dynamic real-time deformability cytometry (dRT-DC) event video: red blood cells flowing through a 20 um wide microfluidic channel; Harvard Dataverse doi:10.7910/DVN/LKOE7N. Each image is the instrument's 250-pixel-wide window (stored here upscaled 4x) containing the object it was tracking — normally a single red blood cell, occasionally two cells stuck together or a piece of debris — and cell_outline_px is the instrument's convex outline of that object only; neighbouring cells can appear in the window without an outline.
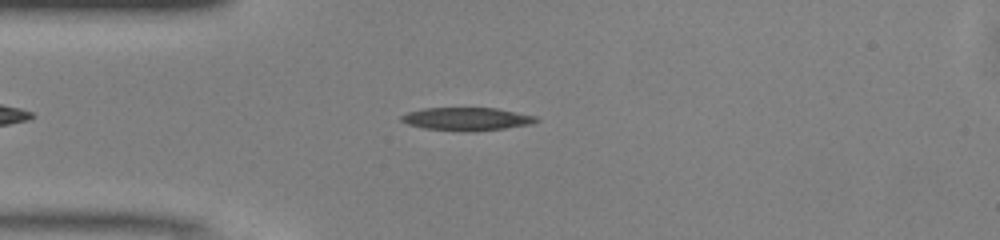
{"species": "common noctule bat (a hibernating species)", "species_latin": "Nyctalus noctula", "temperature_condition": "warm", "stored_images_in_passage": 39, "camera_frame_rate_fps": 3000, "um_per_image_px": 0.085, "animal": {"sex": "male", "body_mass_g": 13.0, "forearm_length_mm": 53.1}, "frame": {"image": 1, "passage_image": 2, "time_ms": 0.333, "image_size_px": [1000, 240], "cell_outline_px": [[540, 120], [532, 124], [504, 128], [424, 128], [408, 124], [400, 120], [400, 116], [408, 112], [424, 108], [496, 108], [536, 116]], "centroid_in_image_um": [39.68, 10.05], "position_along_channel_um": 45.3, "area_um2": 16.88}}
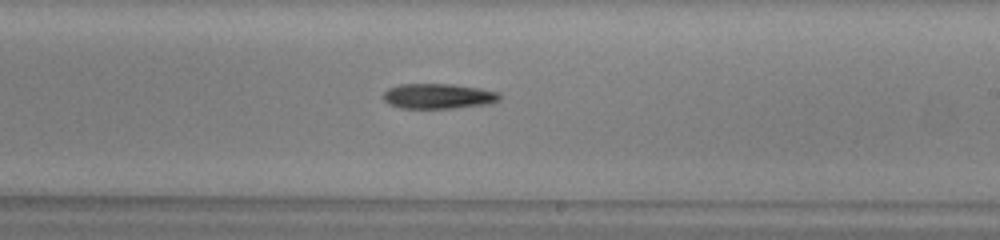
{"frame": {"image": 2, "passage_image": 18, "time_ms": 5.667, "image_size_px": [1000, 240], "cell_outline_px": [[500, 100], [484, 104], [452, 108], [400, 108], [388, 104], [384, 100], [384, 92], [388, 88], [400, 84], [452, 84], [480, 88], [500, 92]], "centroid_in_image_um": [37.23, 8.16], "position_along_channel_um": 251.8, "area_um2": 16.99}}
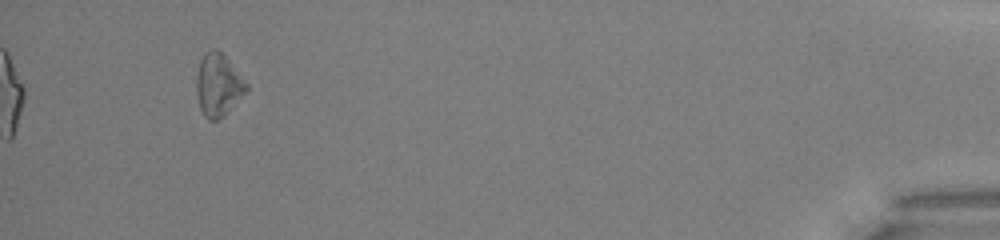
{"frame": {"image": 3, "passage_image": 36, "time_ms": 11.667, "image_size_px": [1000, 240], "cell_outline_px": [[248, 88], [228, 112], [220, 120], [208, 120], [204, 116], [200, 108], [196, 92], [196, 76], [200, 60], [204, 52], [212, 48], [216, 48], [228, 60], [248, 84]], "centroid_in_image_um": [18.52, 7.23], "position_along_channel_um": 416.7, "area_um2": 18.15}, "authors_computed_cell_mechanics": {"area_um2": 17.5134, "velocity_mm_per_s": 4.1067, "shape_relaxation_time_tau1_ms": 2.8665, "shape_relaxation_time_tau2_ms": null, "deformation_change_tau1": 0.1049, "deformation_change_tau2": null}}